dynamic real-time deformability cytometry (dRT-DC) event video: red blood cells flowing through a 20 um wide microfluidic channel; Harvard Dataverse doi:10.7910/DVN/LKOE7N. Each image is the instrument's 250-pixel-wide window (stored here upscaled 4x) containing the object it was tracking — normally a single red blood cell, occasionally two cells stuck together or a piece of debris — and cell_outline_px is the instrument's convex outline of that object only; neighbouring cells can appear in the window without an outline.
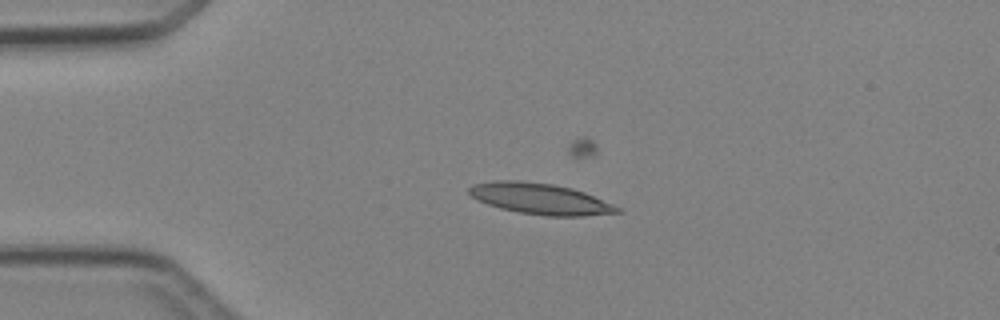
{"species": "Egyptian fruit bat (a non-hibernating species)", "species_latin": "Rousettus aegyptiacus", "temperature_condition": "cold", "stored_images_in_passage": 6, "camera_frame_rate_fps": 3000, "um_per_image_px": 0.085, "animal": {"sex": "female"}, "frame": {"image": 1, "passage_image": 5, "time_ms": 4.667, "image_size_px": [1000, 320], "cell_outline_px": [[624, 212], [584, 216], [548, 216], [520, 212], [500, 208], [476, 200], [468, 192], [468, 188], [472, 184], [496, 180], [520, 180], [552, 184], [572, 188], [584, 192], [612, 204], [620, 208]], "centroid_in_image_um": [45.9, 16.89], "position_along_channel_um": 39.1, "area_um2": 26.76}}